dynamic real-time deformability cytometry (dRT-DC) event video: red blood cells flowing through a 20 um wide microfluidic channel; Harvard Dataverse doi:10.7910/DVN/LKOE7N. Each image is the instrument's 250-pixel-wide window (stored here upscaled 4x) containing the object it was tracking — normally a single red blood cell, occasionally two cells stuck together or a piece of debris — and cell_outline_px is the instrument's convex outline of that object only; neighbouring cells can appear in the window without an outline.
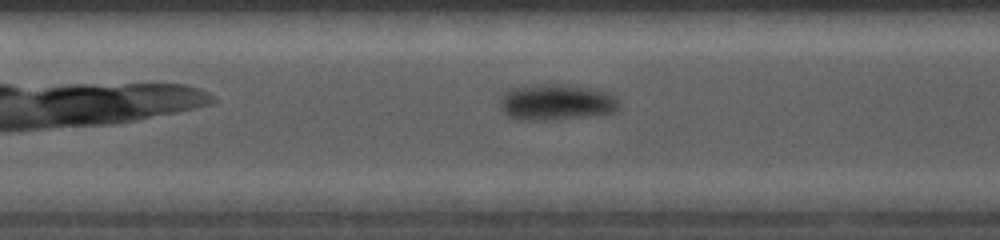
{"species": "common noctule bat (a hibernating species)", "species_latin": "Nyctalus noctula", "temperature_condition": "cold", "stored_images_in_passage": 72, "camera_frame_rate_fps": 5000, "um_per_image_px": 0.085, "animal": {"sex": "female", "body_mass_g": 19.0, "forearm_length_mm": 56.7}, "frame": {"image": 1, "passage_image": 23, "time_ms": 3.4, "image_size_px": [1000, 240], "cell_outline_px": [[620, 104], [616, 112], [596, 116], [544, 120], [536, 120], [508, 116], [500, 108], [500, 100], [504, 92], [508, 88], [532, 84], [564, 84], [588, 88], [608, 92], [616, 96]], "centroid_in_image_um": [47.31, 8.67], "position_along_channel_um": 160.1, "area_um2": 25.26}}
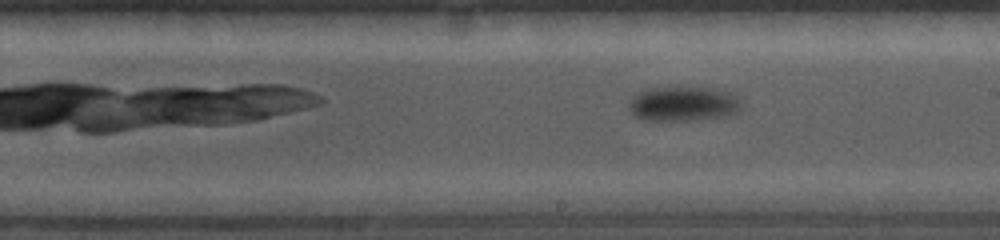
{"frame": {"image": 2, "passage_image": 33, "time_ms": 5.0, "image_size_px": [1000, 240], "cell_outline_px": [[740, 112], [728, 116], [688, 120], [644, 120], [636, 116], [628, 108], [628, 104], [640, 92], [652, 88], [712, 88], [732, 92], [740, 100]], "centroid_in_image_um": [58.14, 8.84], "position_along_channel_um": 230.9, "area_um2": 22.43}}
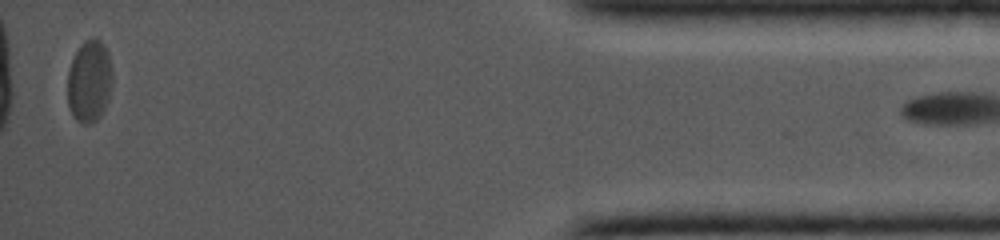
{"frame": {"image": 3, "passage_image": 71, "time_ms": 10.8, "image_size_px": [1000, 240], "cell_outline_px": [[112, 88], [108, 100], [100, 116], [92, 124], [84, 124], [76, 120], [68, 104], [68, 72], [72, 60], [76, 52], [84, 40], [92, 36], [100, 40], [104, 44], [108, 52], [112, 72]], "centroid_in_image_um": [7.62, 6.89], "position_along_channel_um": 427.6, "area_um2": 21.62}}